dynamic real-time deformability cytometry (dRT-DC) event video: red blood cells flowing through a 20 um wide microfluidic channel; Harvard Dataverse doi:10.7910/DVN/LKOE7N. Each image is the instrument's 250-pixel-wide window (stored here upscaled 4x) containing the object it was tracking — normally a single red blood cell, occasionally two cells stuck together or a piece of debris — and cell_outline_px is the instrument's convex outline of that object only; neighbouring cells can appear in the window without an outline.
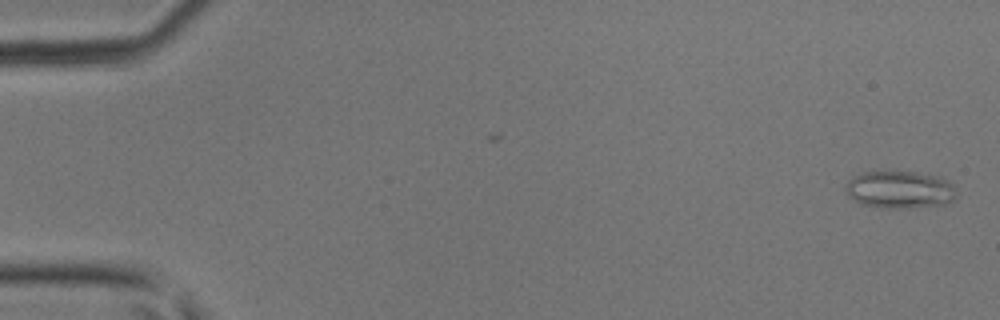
{"species": "common noctule bat (a hibernating species)", "species_latin": "Nyctalus noctula", "temperature_condition": "room temperature", "stored_images_in_passage": 6, "camera_frame_rate_fps": 3000, "um_per_image_px": 0.085, "animal": {"sex": "male", "body_mass_g": 17.9, "forearm_length_mm": 54.2}, "frame": {"image": 1, "passage_image": 2, "time_ms": 0.333, "image_size_px": [1000, 320], "cell_outline_px": [[956, 196], [952, 200], [944, 204], [908, 208], [884, 208], [860, 204], [848, 196], [844, 192], [844, 184], [848, 180], [864, 172], [912, 172], [936, 176], [948, 180], [952, 184], [956, 192]], "centroid_in_image_um": [76.44, 16.13], "position_along_channel_um": 8.6, "area_um2": 24.16}}